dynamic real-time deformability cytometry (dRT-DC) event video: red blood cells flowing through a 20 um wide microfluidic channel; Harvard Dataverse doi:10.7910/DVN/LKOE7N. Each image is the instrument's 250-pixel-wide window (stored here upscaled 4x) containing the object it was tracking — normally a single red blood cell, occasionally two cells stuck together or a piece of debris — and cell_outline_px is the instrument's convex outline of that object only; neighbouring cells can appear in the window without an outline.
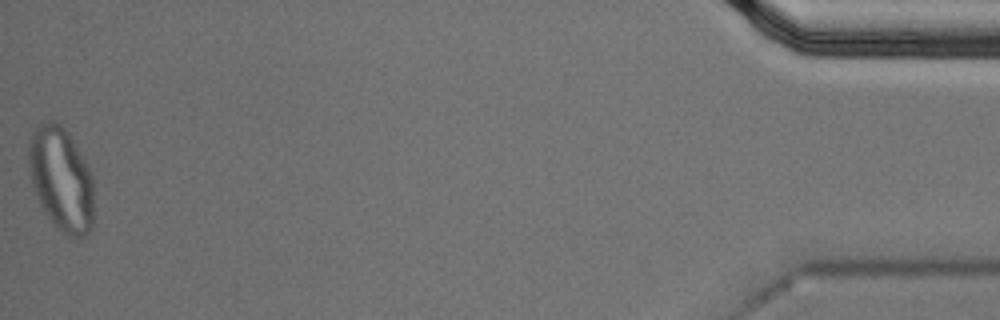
{"species": "Egyptian fruit bat (a non-hibernating species)", "species_latin": "Rousettus aegyptiacus", "temperature_condition": "cold", "stored_images_in_passage": 52, "segment_of_instrument_passage": [2, 2], "camera_frame_rate_fps": 3000, "um_per_image_px": 0.085, "animal": {"sex": "male"}, "frame": {"image": 1, "passage_image": 52, "time_ms": 17.0, "image_size_px": [1000, 320], "cell_outline_px": [[92, 228], [80, 240], [68, 236], [52, 224], [40, 204], [32, 188], [28, 160], [28, 144], [36, 128], [40, 124], [48, 120], [52, 120], [60, 124], [68, 132], [88, 164], [92, 176]], "centroid_in_image_um": [5.19, 15.24], "position_along_channel_um": 430.0, "area_um2": 39.65}}